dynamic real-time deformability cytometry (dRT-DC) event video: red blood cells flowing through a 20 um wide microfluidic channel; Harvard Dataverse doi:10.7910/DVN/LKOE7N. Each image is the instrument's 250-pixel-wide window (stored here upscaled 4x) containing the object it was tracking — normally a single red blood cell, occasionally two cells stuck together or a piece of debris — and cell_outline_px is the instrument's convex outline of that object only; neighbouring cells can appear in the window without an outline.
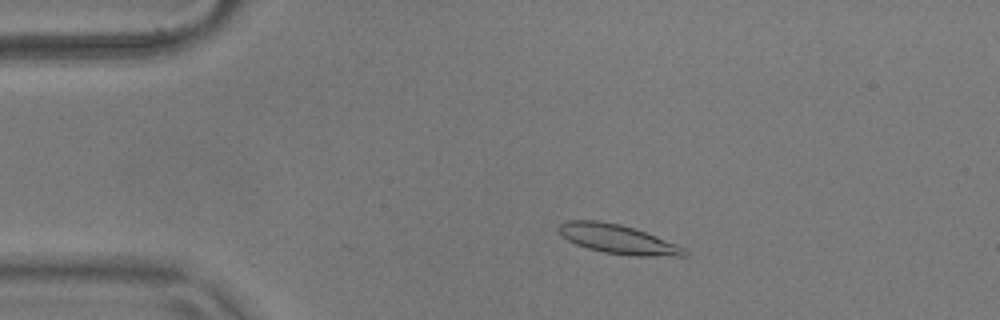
{"species": "common noctule bat (a hibernating species)", "species_latin": "Nyctalus noctula", "temperature_condition": "warm", "stored_images_in_passage": 26, "camera_frame_rate_fps": 3000, "um_per_image_px": 0.085, "animal": {"sex": "male", "body_mass_g": 17.9}, "frame": {"image": 1, "passage_image": 4, "time_ms": 1.0, "image_size_px": [1000, 320], "cell_outline_px": [[688, 256], [632, 256], [604, 252], [588, 248], [576, 244], [568, 240], [556, 228], [560, 224], [568, 220], [600, 220], [620, 224], [636, 228], [676, 244], [684, 248], [688, 252]], "centroid_in_image_um": [52.53, 20.32], "position_along_channel_um": 32.5, "area_um2": 21.39}}
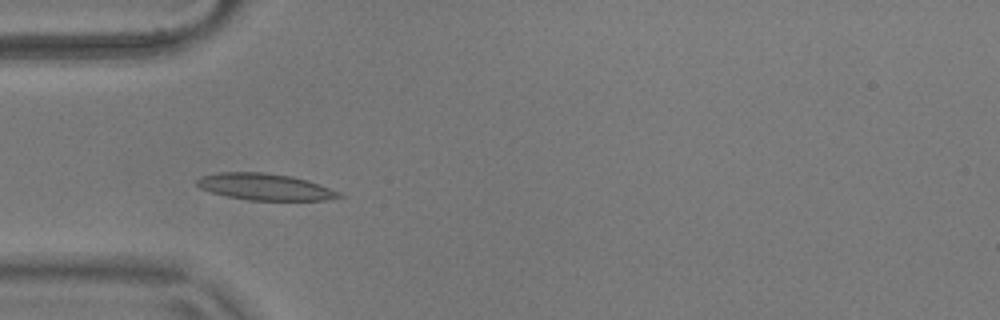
{"frame": {"image": 2, "passage_image": 10, "time_ms": 3.0, "image_size_px": [1000, 320], "cell_outline_px": [[344, 196], [324, 200], [248, 200], [228, 196], [212, 192], [200, 188], [196, 184], [196, 180], [200, 176], [220, 172], [268, 172], [292, 176], [308, 180], [340, 192]], "centroid_in_image_um": [22.52, 15.87], "position_along_channel_um": 62.5, "area_um2": 22.02}}
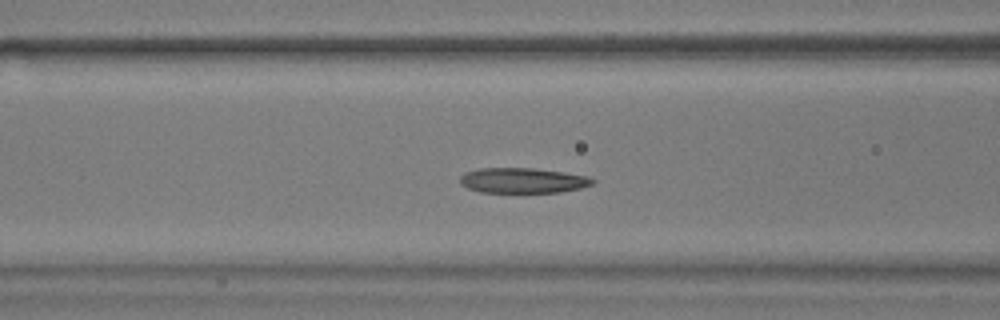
{"frame": {"image": 3, "passage_image": 15, "time_ms": 4.667, "image_size_px": [1000, 320], "cell_outline_px": [[596, 180], [592, 184], [580, 188], [560, 192], [480, 192], [468, 188], [460, 184], [460, 176], [464, 172], [480, 168], [532, 168], [588, 176]], "centroid_in_image_um": [44.4, 15.34], "position_along_channel_um": 122.2, "area_um2": 19.36}}